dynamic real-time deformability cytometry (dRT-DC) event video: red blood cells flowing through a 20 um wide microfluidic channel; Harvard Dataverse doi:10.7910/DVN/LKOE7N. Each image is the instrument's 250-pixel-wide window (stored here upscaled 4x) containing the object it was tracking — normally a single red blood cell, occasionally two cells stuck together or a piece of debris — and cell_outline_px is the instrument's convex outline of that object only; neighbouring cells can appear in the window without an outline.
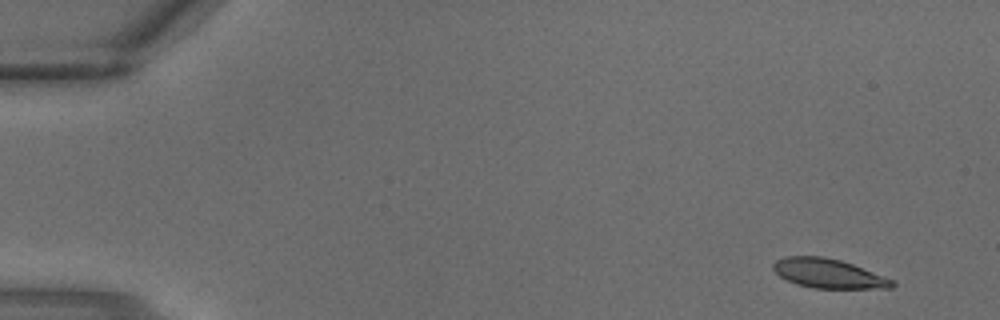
{"species": "common noctule bat (a hibernating species)", "species_latin": "Nyctalus noctula", "temperature_condition": "warm", "stored_images_in_passage": 3, "segment_of_instrument_passage": [1, 2], "camera_frame_rate_fps": 3000, "um_per_image_px": 0.085, "animal": {"sex": "male", "body_mass_g": 18.8}, "frame": {"image": 1, "passage_image": 1, "time_ms": 0.0, "image_size_px": [1000, 320], "cell_outline_px": [[896, 284], [892, 288], [812, 288], [796, 284], [780, 276], [772, 268], [772, 264], [776, 260], [784, 256], [824, 256], [840, 260], [852, 264], [892, 280]], "centroid_in_image_um": [70.36, 23.24], "position_along_channel_um": 14.6, "area_um2": 20.11}}